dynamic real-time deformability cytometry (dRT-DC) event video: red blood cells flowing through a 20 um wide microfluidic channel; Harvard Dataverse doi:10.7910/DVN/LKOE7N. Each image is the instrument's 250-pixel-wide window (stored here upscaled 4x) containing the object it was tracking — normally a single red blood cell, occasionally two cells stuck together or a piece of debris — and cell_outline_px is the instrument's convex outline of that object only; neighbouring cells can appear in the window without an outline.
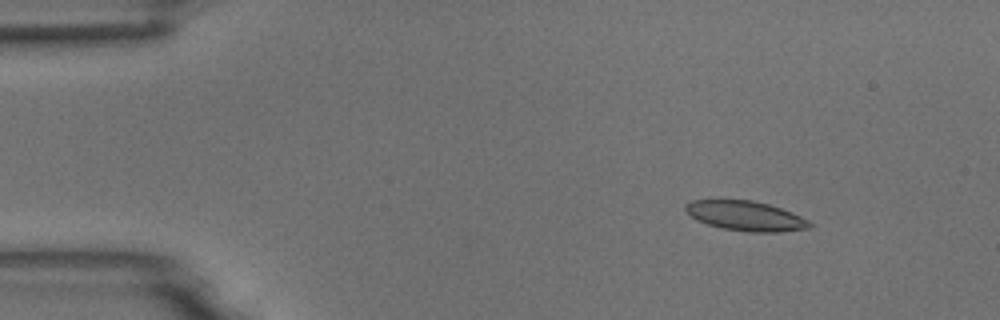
{"species": "common noctule bat (a hibernating species)", "species_latin": "Nyctalus noctula", "temperature_condition": "room temperature", "stored_images_in_passage": 9, "camera_frame_rate_fps": 3000, "um_per_image_px": 0.085, "animal": {"sex": "male", "body_mass_g": 18.8}, "frame": {"image": 1, "passage_image": 1, "time_ms": 0.0, "image_size_px": [1000, 320], "cell_outline_px": [[816, 224], [808, 228], [780, 232], [748, 232], [724, 228], [708, 224], [696, 220], [684, 208], [684, 204], [692, 200], [752, 200], [768, 204], [792, 212]], "centroid_in_image_um": [63.41, 18.35], "position_along_channel_um": 21.6, "area_um2": 21.44}}
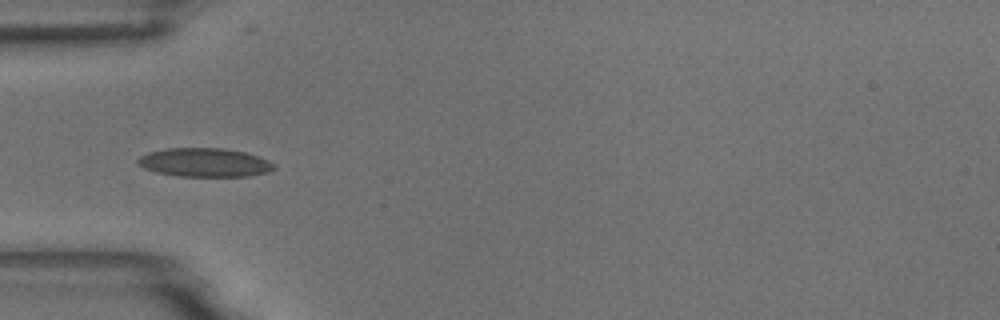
{"frame": {"image": 2, "passage_image": 4, "time_ms": 1.0, "image_size_px": [1000, 320], "cell_outline_px": [[276, 168], [268, 172], [248, 176], [176, 176], [156, 172], [144, 168], [136, 164], [136, 160], [140, 156], [148, 152], [168, 148], [224, 148], [244, 152], [268, 160], [276, 164]], "centroid_in_image_um": [17.37, 13.81], "position_along_channel_um": 67.6, "area_um2": 22.89}}
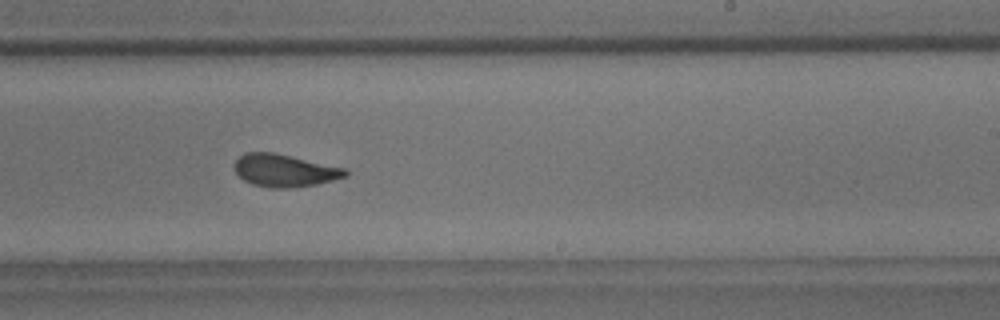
{"frame": {"image": 3, "passage_image": 9, "time_ms": 2.667, "image_size_px": [1000, 320], "cell_outline_px": [[348, 176], [316, 184], [292, 188], [272, 188], [252, 184], [244, 180], [236, 172], [236, 160], [244, 152], [272, 152], [348, 168]], "centroid_in_image_um": [24.23, 14.49], "position_along_channel_um": 264.8, "area_um2": 20.98}}